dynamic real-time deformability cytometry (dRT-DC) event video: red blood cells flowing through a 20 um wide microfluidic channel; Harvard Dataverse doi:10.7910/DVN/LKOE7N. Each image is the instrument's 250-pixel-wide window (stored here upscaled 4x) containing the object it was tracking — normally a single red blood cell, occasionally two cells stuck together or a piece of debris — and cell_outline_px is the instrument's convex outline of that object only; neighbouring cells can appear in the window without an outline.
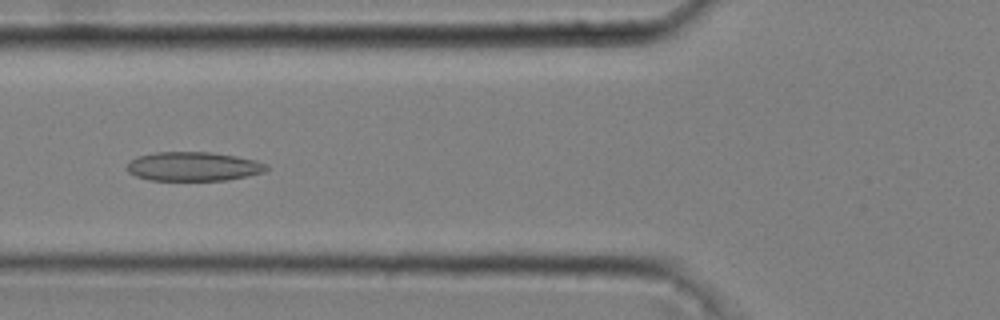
{"species": "common noctule bat (a hibernating species)", "species_latin": "Nyctalus noctula", "temperature_condition": "cold", "stored_images_in_passage": 23, "camera_frame_rate_fps": 3000, "um_per_image_px": 0.085, "animal": {"sex": "male", "body_mass_g": 20.4}, "frame": {"image": 1, "passage_image": 4, "time_ms": 1.0, "image_size_px": [1000, 320], "cell_outline_px": [[268, 168], [264, 172], [248, 176], [228, 180], [148, 180], [136, 176], [128, 172], [124, 168], [132, 160], [140, 156], [156, 152], [212, 152], [236, 156], [256, 160], [268, 164]], "centroid_in_image_um": [16.46, 14.15], "position_along_channel_um": 109.3, "area_um2": 23.7}}
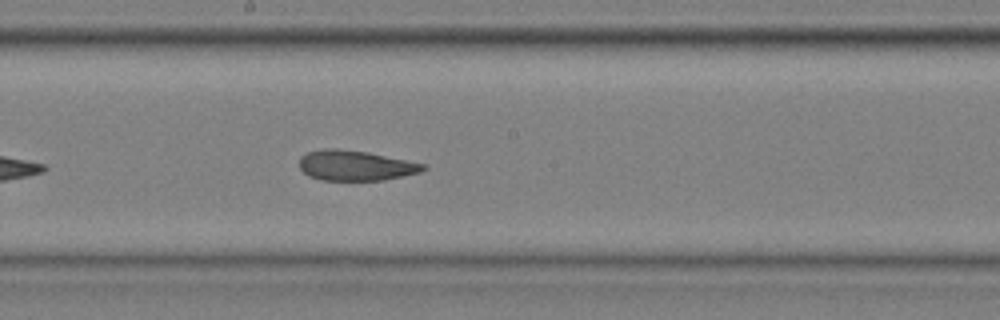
{"frame": {"image": 2, "passage_image": 13, "time_ms": 4.0, "image_size_px": [1000, 320], "cell_outline_px": [[428, 168], [420, 172], [384, 180], [320, 180], [308, 176], [300, 168], [300, 156], [308, 152], [324, 148], [336, 148], [368, 152], [424, 164]], "centroid_in_image_um": [30.19, 14.07], "position_along_channel_um": 218.0, "area_um2": 21.73}}
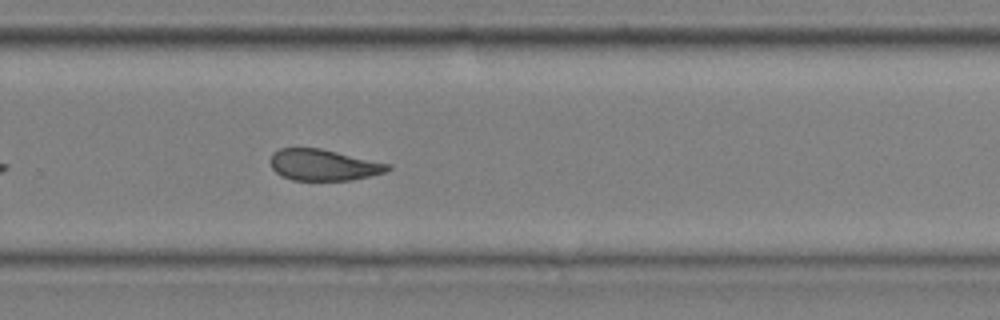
{"frame": {"image": 3, "passage_image": 20, "time_ms": 6.333, "image_size_px": [1000, 320], "cell_outline_px": [[392, 168], [384, 172], [352, 180], [292, 180], [280, 176], [272, 168], [268, 160], [272, 152], [280, 148], [320, 148], [392, 164]], "centroid_in_image_um": [27.46, 14.01], "position_along_channel_um": 302.3, "area_um2": 21.56}}